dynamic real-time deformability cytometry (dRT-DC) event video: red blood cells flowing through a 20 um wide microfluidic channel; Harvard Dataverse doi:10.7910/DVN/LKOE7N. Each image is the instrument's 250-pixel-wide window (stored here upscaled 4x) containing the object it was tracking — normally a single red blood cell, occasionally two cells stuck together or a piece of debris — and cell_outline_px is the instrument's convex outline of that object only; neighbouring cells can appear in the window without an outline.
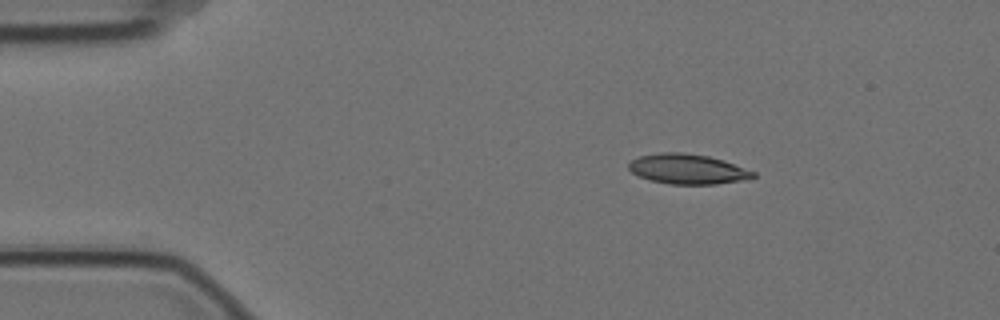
{"species": "Egyptian fruit bat (a non-hibernating species)", "species_latin": "Rousettus aegyptiacus", "temperature_condition": "cold", "stored_images_in_passage": 50, "camera_frame_rate_fps": 3000, "um_per_image_px": 0.085, "animal": {"sex": "female"}, "frame": {"image": 1, "passage_image": 1, "time_ms": 0.0, "image_size_px": [1000, 320], "cell_outline_px": [[756, 176], [740, 180], [716, 184], [672, 184], [652, 180], [640, 176], [632, 172], [628, 168], [628, 164], [632, 160], [640, 156], [660, 152], [680, 152], [708, 156], [724, 160], [756, 172]], "centroid_in_image_um": [58.45, 14.36], "position_along_channel_um": 26.6, "area_um2": 21.5}}
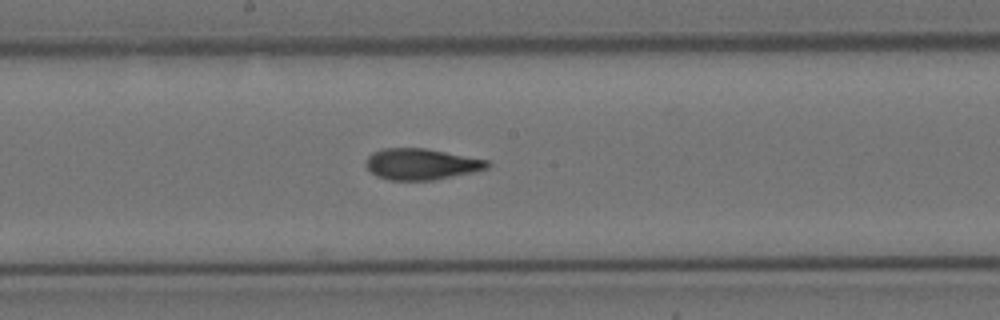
{"frame": {"image": 2, "passage_image": 22, "time_ms": 7.0, "image_size_px": [1000, 320], "cell_outline_px": [[492, 164], [488, 168], [472, 172], [432, 180], [388, 180], [376, 176], [364, 164], [364, 160], [372, 152], [384, 148], [424, 148], [488, 160]], "centroid_in_image_um": [35.77, 13.95], "position_along_channel_um": 212.4, "area_um2": 22.02}}
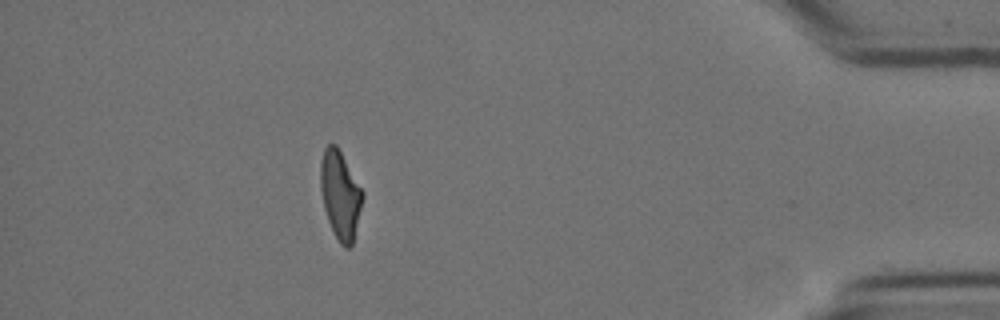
{"frame": {"image": 3, "passage_image": 43, "time_ms": 14.0, "image_size_px": [1000, 320], "cell_outline_px": [[364, 196], [352, 244], [348, 248], [344, 248], [340, 244], [328, 220], [324, 208], [320, 188], [320, 160], [324, 148], [328, 144], [336, 144], [364, 192]], "centroid_in_image_um": [28.91, 16.54], "position_along_channel_um": 406.3, "area_um2": 21.5}, "authors_computed_cell_mechanics": {"area_um2": 21.9929, "velocity_mm_per_s": 3.5026, "shape_relaxation_time_tau1_ms": null, "shape_relaxation_time_tau2_ms": 2.5602, "deformation_change_tau1": null, "deformation_change_tau2": 0.0979}}